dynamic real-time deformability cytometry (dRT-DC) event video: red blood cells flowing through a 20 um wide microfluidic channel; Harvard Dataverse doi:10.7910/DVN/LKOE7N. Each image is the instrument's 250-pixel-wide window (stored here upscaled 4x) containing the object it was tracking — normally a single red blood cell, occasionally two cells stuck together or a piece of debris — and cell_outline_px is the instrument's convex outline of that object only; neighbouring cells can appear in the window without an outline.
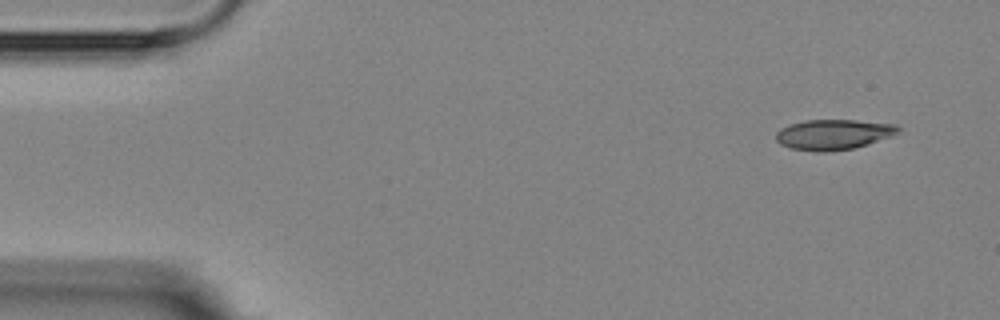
{"species": "Egyptian fruit bat (a non-hibernating species)", "species_latin": "Rousettus aegyptiacus", "temperature_condition": "room temperature", "stored_images_in_passage": 5, "camera_frame_rate_fps": 3000, "um_per_image_px": 0.085, "animal": {"sex": "female"}, "frame": {"image": 1, "passage_image": 1, "time_ms": 0.0, "image_size_px": [1000, 320], "cell_outline_px": [[900, 132], [892, 136], [856, 148], [824, 152], [816, 152], [792, 148], [780, 144], [776, 140], [776, 132], [780, 128], [804, 120], [856, 120], [896, 124], [900, 128]], "centroid_in_image_um": [70.86, 11.43], "position_along_channel_um": 14.1, "area_um2": 21.68}}
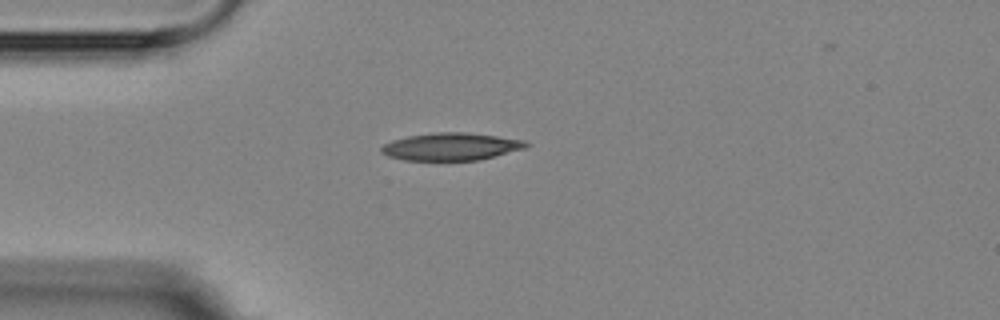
{"frame": {"image": 2, "passage_image": 4, "time_ms": 3.333, "image_size_px": [1000, 320], "cell_outline_px": [[528, 144], [524, 148], [480, 160], [404, 160], [388, 156], [380, 152], [380, 148], [384, 144], [392, 140], [408, 136], [436, 132], [468, 132], [524, 140]], "centroid_in_image_um": [38.3, 12.46], "position_along_channel_um": 46.7, "area_um2": 23.06}}